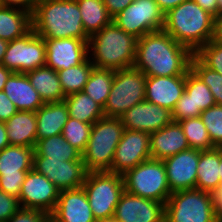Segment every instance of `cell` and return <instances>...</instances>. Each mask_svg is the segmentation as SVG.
<instances>
[{
	"instance_id": "cell-1",
	"label": "cell",
	"mask_w": 222,
	"mask_h": 222,
	"mask_svg": "<svg viewBox=\"0 0 222 222\" xmlns=\"http://www.w3.org/2000/svg\"><path fill=\"white\" fill-rule=\"evenodd\" d=\"M193 55L166 31H154L138 39L134 67L146 76L186 75Z\"/></svg>"
},
{
	"instance_id": "cell-2",
	"label": "cell",
	"mask_w": 222,
	"mask_h": 222,
	"mask_svg": "<svg viewBox=\"0 0 222 222\" xmlns=\"http://www.w3.org/2000/svg\"><path fill=\"white\" fill-rule=\"evenodd\" d=\"M32 30L42 38H78L89 42L76 0H39L31 14Z\"/></svg>"
},
{
	"instance_id": "cell-3",
	"label": "cell",
	"mask_w": 222,
	"mask_h": 222,
	"mask_svg": "<svg viewBox=\"0 0 222 222\" xmlns=\"http://www.w3.org/2000/svg\"><path fill=\"white\" fill-rule=\"evenodd\" d=\"M213 25V15L187 0L165 14L163 30L195 54L212 39Z\"/></svg>"
},
{
	"instance_id": "cell-4",
	"label": "cell",
	"mask_w": 222,
	"mask_h": 222,
	"mask_svg": "<svg viewBox=\"0 0 222 222\" xmlns=\"http://www.w3.org/2000/svg\"><path fill=\"white\" fill-rule=\"evenodd\" d=\"M137 41L113 21L89 37V59L96 68L120 70L134 67Z\"/></svg>"
},
{
	"instance_id": "cell-5",
	"label": "cell",
	"mask_w": 222,
	"mask_h": 222,
	"mask_svg": "<svg viewBox=\"0 0 222 222\" xmlns=\"http://www.w3.org/2000/svg\"><path fill=\"white\" fill-rule=\"evenodd\" d=\"M124 129L120 118L103 117L92 125L86 149L82 153L87 172L111 170L115 150Z\"/></svg>"
},
{
	"instance_id": "cell-6",
	"label": "cell",
	"mask_w": 222,
	"mask_h": 222,
	"mask_svg": "<svg viewBox=\"0 0 222 222\" xmlns=\"http://www.w3.org/2000/svg\"><path fill=\"white\" fill-rule=\"evenodd\" d=\"M124 189L129 194L153 199L165 204L172 194L164 162L148 159L123 175Z\"/></svg>"
},
{
	"instance_id": "cell-7",
	"label": "cell",
	"mask_w": 222,
	"mask_h": 222,
	"mask_svg": "<svg viewBox=\"0 0 222 222\" xmlns=\"http://www.w3.org/2000/svg\"><path fill=\"white\" fill-rule=\"evenodd\" d=\"M146 75L135 67L114 70L113 84L103 107L104 117L120 118L145 100Z\"/></svg>"
},
{
	"instance_id": "cell-8",
	"label": "cell",
	"mask_w": 222,
	"mask_h": 222,
	"mask_svg": "<svg viewBox=\"0 0 222 222\" xmlns=\"http://www.w3.org/2000/svg\"><path fill=\"white\" fill-rule=\"evenodd\" d=\"M82 187L96 221L114 216L120 196L125 191L123 175L109 171L87 172Z\"/></svg>"
},
{
	"instance_id": "cell-9",
	"label": "cell",
	"mask_w": 222,
	"mask_h": 222,
	"mask_svg": "<svg viewBox=\"0 0 222 222\" xmlns=\"http://www.w3.org/2000/svg\"><path fill=\"white\" fill-rule=\"evenodd\" d=\"M165 222H218L209 192L188 189L172 193L165 203Z\"/></svg>"
},
{
	"instance_id": "cell-10",
	"label": "cell",
	"mask_w": 222,
	"mask_h": 222,
	"mask_svg": "<svg viewBox=\"0 0 222 222\" xmlns=\"http://www.w3.org/2000/svg\"><path fill=\"white\" fill-rule=\"evenodd\" d=\"M112 21L139 39L147 33L163 30L165 14L155 0H134Z\"/></svg>"
},
{
	"instance_id": "cell-11",
	"label": "cell",
	"mask_w": 222,
	"mask_h": 222,
	"mask_svg": "<svg viewBox=\"0 0 222 222\" xmlns=\"http://www.w3.org/2000/svg\"><path fill=\"white\" fill-rule=\"evenodd\" d=\"M2 65L12 72L24 74L46 66L44 39L31 29L23 37L9 41Z\"/></svg>"
},
{
	"instance_id": "cell-12",
	"label": "cell",
	"mask_w": 222,
	"mask_h": 222,
	"mask_svg": "<svg viewBox=\"0 0 222 222\" xmlns=\"http://www.w3.org/2000/svg\"><path fill=\"white\" fill-rule=\"evenodd\" d=\"M34 148L9 145L0 151V190L19 200L28 171L33 169Z\"/></svg>"
},
{
	"instance_id": "cell-13",
	"label": "cell",
	"mask_w": 222,
	"mask_h": 222,
	"mask_svg": "<svg viewBox=\"0 0 222 222\" xmlns=\"http://www.w3.org/2000/svg\"><path fill=\"white\" fill-rule=\"evenodd\" d=\"M150 158V133L124 129L109 172L124 175Z\"/></svg>"
},
{
	"instance_id": "cell-14",
	"label": "cell",
	"mask_w": 222,
	"mask_h": 222,
	"mask_svg": "<svg viewBox=\"0 0 222 222\" xmlns=\"http://www.w3.org/2000/svg\"><path fill=\"white\" fill-rule=\"evenodd\" d=\"M33 169L47 177L60 191L82 187L87 175L82 158L61 162L34 153Z\"/></svg>"
},
{
	"instance_id": "cell-15",
	"label": "cell",
	"mask_w": 222,
	"mask_h": 222,
	"mask_svg": "<svg viewBox=\"0 0 222 222\" xmlns=\"http://www.w3.org/2000/svg\"><path fill=\"white\" fill-rule=\"evenodd\" d=\"M60 190L34 169L28 171L19 196L20 208L38 209L51 215L57 205Z\"/></svg>"
},
{
	"instance_id": "cell-16",
	"label": "cell",
	"mask_w": 222,
	"mask_h": 222,
	"mask_svg": "<svg viewBox=\"0 0 222 222\" xmlns=\"http://www.w3.org/2000/svg\"><path fill=\"white\" fill-rule=\"evenodd\" d=\"M113 217L119 222H165V204L124 191Z\"/></svg>"
},
{
	"instance_id": "cell-17",
	"label": "cell",
	"mask_w": 222,
	"mask_h": 222,
	"mask_svg": "<svg viewBox=\"0 0 222 222\" xmlns=\"http://www.w3.org/2000/svg\"><path fill=\"white\" fill-rule=\"evenodd\" d=\"M46 47V66L55 71L78 66L88 57V42L78 38H43Z\"/></svg>"
},
{
	"instance_id": "cell-18",
	"label": "cell",
	"mask_w": 222,
	"mask_h": 222,
	"mask_svg": "<svg viewBox=\"0 0 222 222\" xmlns=\"http://www.w3.org/2000/svg\"><path fill=\"white\" fill-rule=\"evenodd\" d=\"M200 150L188 149L163 160L171 193L195 189Z\"/></svg>"
},
{
	"instance_id": "cell-19",
	"label": "cell",
	"mask_w": 222,
	"mask_h": 222,
	"mask_svg": "<svg viewBox=\"0 0 222 222\" xmlns=\"http://www.w3.org/2000/svg\"><path fill=\"white\" fill-rule=\"evenodd\" d=\"M125 129L156 132L173 122L172 112L147 100L134 105L120 117Z\"/></svg>"
},
{
	"instance_id": "cell-20",
	"label": "cell",
	"mask_w": 222,
	"mask_h": 222,
	"mask_svg": "<svg viewBox=\"0 0 222 222\" xmlns=\"http://www.w3.org/2000/svg\"><path fill=\"white\" fill-rule=\"evenodd\" d=\"M186 75L147 76L145 100L171 112L185 92Z\"/></svg>"
},
{
	"instance_id": "cell-21",
	"label": "cell",
	"mask_w": 222,
	"mask_h": 222,
	"mask_svg": "<svg viewBox=\"0 0 222 222\" xmlns=\"http://www.w3.org/2000/svg\"><path fill=\"white\" fill-rule=\"evenodd\" d=\"M50 217L56 222H97L83 187L60 191Z\"/></svg>"
},
{
	"instance_id": "cell-22",
	"label": "cell",
	"mask_w": 222,
	"mask_h": 222,
	"mask_svg": "<svg viewBox=\"0 0 222 222\" xmlns=\"http://www.w3.org/2000/svg\"><path fill=\"white\" fill-rule=\"evenodd\" d=\"M187 138L178 122L150 133V155L152 159L164 160L181 151L188 150Z\"/></svg>"
},
{
	"instance_id": "cell-23",
	"label": "cell",
	"mask_w": 222,
	"mask_h": 222,
	"mask_svg": "<svg viewBox=\"0 0 222 222\" xmlns=\"http://www.w3.org/2000/svg\"><path fill=\"white\" fill-rule=\"evenodd\" d=\"M3 91L18 111L36 112L45 104L24 73L13 72L5 83Z\"/></svg>"
},
{
	"instance_id": "cell-24",
	"label": "cell",
	"mask_w": 222,
	"mask_h": 222,
	"mask_svg": "<svg viewBox=\"0 0 222 222\" xmlns=\"http://www.w3.org/2000/svg\"><path fill=\"white\" fill-rule=\"evenodd\" d=\"M35 113L37 119L36 143L40 139L61 134L69 118L65 101L47 102Z\"/></svg>"
},
{
	"instance_id": "cell-25",
	"label": "cell",
	"mask_w": 222,
	"mask_h": 222,
	"mask_svg": "<svg viewBox=\"0 0 222 222\" xmlns=\"http://www.w3.org/2000/svg\"><path fill=\"white\" fill-rule=\"evenodd\" d=\"M36 113L33 111H17L5 122L10 145L35 148L37 133Z\"/></svg>"
},
{
	"instance_id": "cell-26",
	"label": "cell",
	"mask_w": 222,
	"mask_h": 222,
	"mask_svg": "<svg viewBox=\"0 0 222 222\" xmlns=\"http://www.w3.org/2000/svg\"><path fill=\"white\" fill-rule=\"evenodd\" d=\"M26 74L44 103L64 101L66 95L60 84L57 71L44 66Z\"/></svg>"
},
{
	"instance_id": "cell-27",
	"label": "cell",
	"mask_w": 222,
	"mask_h": 222,
	"mask_svg": "<svg viewBox=\"0 0 222 222\" xmlns=\"http://www.w3.org/2000/svg\"><path fill=\"white\" fill-rule=\"evenodd\" d=\"M32 29L31 13L15 7L0 6V38L6 41L23 37Z\"/></svg>"
},
{
	"instance_id": "cell-28",
	"label": "cell",
	"mask_w": 222,
	"mask_h": 222,
	"mask_svg": "<svg viewBox=\"0 0 222 222\" xmlns=\"http://www.w3.org/2000/svg\"><path fill=\"white\" fill-rule=\"evenodd\" d=\"M220 159L221 147L200 151L195 189L210 192L221 184Z\"/></svg>"
},
{
	"instance_id": "cell-29",
	"label": "cell",
	"mask_w": 222,
	"mask_h": 222,
	"mask_svg": "<svg viewBox=\"0 0 222 222\" xmlns=\"http://www.w3.org/2000/svg\"><path fill=\"white\" fill-rule=\"evenodd\" d=\"M69 117L88 124H94L103 118V107L91 99L85 92L67 95L64 99Z\"/></svg>"
},
{
	"instance_id": "cell-30",
	"label": "cell",
	"mask_w": 222,
	"mask_h": 222,
	"mask_svg": "<svg viewBox=\"0 0 222 222\" xmlns=\"http://www.w3.org/2000/svg\"><path fill=\"white\" fill-rule=\"evenodd\" d=\"M37 156L63 161H78L82 154L71 146L61 134L37 141L34 148Z\"/></svg>"
},
{
	"instance_id": "cell-31",
	"label": "cell",
	"mask_w": 222,
	"mask_h": 222,
	"mask_svg": "<svg viewBox=\"0 0 222 222\" xmlns=\"http://www.w3.org/2000/svg\"><path fill=\"white\" fill-rule=\"evenodd\" d=\"M81 12L83 29L90 37L112 22L103 0H76Z\"/></svg>"
},
{
	"instance_id": "cell-32",
	"label": "cell",
	"mask_w": 222,
	"mask_h": 222,
	"mask_svg": "<svg viewBox=\"0 0 222 222\" xmlns=\"http://www.w3.org/2000/svg\"><path fill=\"white\" fill-rule=\"evenodd\" d=\"M185 92L193 103V118L200 117L202 111L216 105L209 87L191 69L186 74Z\"/></svg>"
},
{
	"instance_id": "cell-33",
	"label": "cell",
	"mask_w": 222,
	"mask_h": 222,
	"mask_svg": "<svg viewBox=\"0 0 222 222\" xmlns=\"http://www.w3.org/2000/svg\"><path fill=\"white\" fill-rule=\"evenodd\" d=\"M113 78L114 70L93 67L83 92L104 107L111 91Z\"/></svg>"
},
{
	"instance_id": "cell-34",
	"label": "cell",
	"mask_w": 222,
	"mask_h": 222,
	"mask_svg": "<svg viewBox=\"0 0 222 222\" xmlns=\"http://www.w3.org/2000/svg\"><path fill=\"white\" fill-rule=\"evenodd\" d=\"M93 67L94 65L88 57L78 66L57 71L64 94L67 96L83 91Z\"/></svg>"
},
{
	"instance_id": "cell-35",
	"label": "cell",
	"mask_w": 222,
	"mask_h": 222,
	"mask_svg": "<svg viewBox=\"0 0 222 222\" xmlns=\"http://www.w3.org/2000/svg\"><path fill=\"white\" fill-rule=\"evenodd\" d=\"M187 138L189 148L205 151L215 148L209 137L206 126L200 117L186 118L178 121Z\"/></svg>"
},
{
	"instance_id": "cell-36",
	"label": "cell",
	"mask_w": 222,
	"mask_h": 222,
	"mask_svg": "<svg viewBox=\"0 0 222 222\" xmlns=\"http://www.w3.org/2000/svg\"><path fill=\"white\" fill-rule=\"evenodd\" d=\"M92 125L69 117L61 135L82 154L86 149Z\"/></svg>"
},
{
	"instance_id": "cell-37",
	"label": "cell",
	"mask_w": 222,
	"mask_h": 222,
	"mask_svg": "<svg viewBox=\"0 0 222 222\" xmlns=\"http://www.w3.org/2000/svg\"><path fill=\"white\" fill-rule=\"evenodd\" d=\"M190 69L209 87L217 105H222V75L206 67L195 55Z\"/></svg>"
},
{
	"instance_id": "cell-38",
	"label": "cell",
	"mask_w": 222,
	"mask_h": 222,
	"mask_svg": "<svg viewBox=\"0 0 222 222\" xmlns=\"http://www.w3.org/2000/svg\"><path fill=\"white\" fill-rule=\"evenodd\" d=\"M200 118L206 126L212 144L222 147V105L216 104L202 111Z\"/></svg>"
},
{
	"instance_id": "cell-39",
	"label": "cell",
	"mask_w": 222,
	"mask_h": 222,
	"mask_svg": "<svg viewBox=\"0 0 222 222\" xmlns=\"http://www.w3.org/2000/svg\"><path fill=\"white\" fill-rule=\"evenodd\" d=\"M206 67L222 75V44L210 40L194 54Z\"/></svg>"
},
{
	"instance_id": "cell-40",
	"label": "cell",
	"mask_w": 222,
	"mask_h": 222,
	"mask_svg": "<svg viewBox=\"0 0 222 222\" xmlns=\"http://www.w3.org/2000/svg\"><path fill=\"white\" fill-rule=\"evenodd\" d=\"M49 217L42 210L19 208L7 222H46Z\"/></svg>"
},
{
	"instance_id": "cell-41",
	"label": "cell",
	"mask_w": 222,
	"mask_h": 222,
	"mask_svg": "<svg viewBox=\"0 0 222 222\" xmlns=\"http://www.w3.org/2000/svg\"><path fill=\"white\" fill-rule=\"evenodd\" d=\"M19 208L18 199L0 190V222H7Z\"/></svg>"
},
{
	"instance_id": "cell-42",
	"label": "cell",
	"mask_w": 222,
	"mask_h": 222,
	"mask_svg": "<svg viewBox=\"0 0 222 222\" xmlns=\"http://www.w3.org/2000/svg\"><path fill=\"white\" fill-rule=\"evenodd\" d=\"M186 118H193V103L190 96L184 92L172 111V119L173 122H178Z\"/></svg>"
},
{
	"instance_id": "cell-43",
	"label": "cell",
	"mask_w": 222,
	"mask_h": 222,
	"mask_svg": "<svg viewBox=\"0 0 222 222\" xmlns=\"http://www.w3.org/2000/svg\"><path fill=\"white\" fill-rule=\"evenodd\" d=\"M18 110L4 91H0V122H6Z\"/></svg>"
},
{
	"instance_id": "cell-44",
	"label": "cell",
	"mask_w": 222,
	"mask_h": 222,
	"mask_svg": "<svg viewBox=\"0 0 222 222\" xmlns=\"http://www.w3.org/2000/svg\"><path fill=\"white\" fill-rule=\"evenodd\" d=\"M39 0H0V6L15 7L33 13Z\"/></svg>"
},
{
	"instance_id": "cell-45",
	"label": "cell",
	"mask_w": 222,
	"mask_h": 222,
	"mask_svg": "<svg viewBox=\"0 0 222 222\" xmlns=\"http://www.w3.org/2000/svg\"><path fill=\"white\" fill-rule=\"evenodd\" d=\"M211 205L217 219L222 217V184L209 192Z\"/></svg>"
},
{
	"instance_id": "cell-46",
	"label": "cell",
	"mask_w": 222,
	"mask_h": 222,
	"mask_svg": "<svg viewBox=\"0 0 222 222\" xmlns=\"http://www.w3.org/2000/svg\"><path fill=\"white\" fill-rule=\"evenodd\" d=\"M134 0H103V3L109 13L113 18L118 13L123 11L128 5H130Z\"/></svg>"
},
{
	"instance_id": "cell-47",
	"label": "cell",
	"mask_w": 222,
	"mask_h": 222,
	"mask_svg": "<svg viewBox=\"0 0 222 222\" xmlns=\"http://www.w3.org/2000/svg\"><path fill=\"white\" fill-rule=\"evenodd\" d=\"M203 10L209 12L214 17L219 14L217 0H193Z\"/></svg>"
},
{
	"instance_id": "cell-48",
	"label": "cell",
	"mask_w": 222,
	"mask_h": 222,
	"mask_svg": "<svg viewBox=\"0 0 222 222\" xmlns=\"http://www.w3.org/2000/svg\"><path fill=\"white\" fill-rule=\"evenodd\" d=\"M212 41L222 44V13L214 17Z\"/></svg>"
},
{
	"instance_id": "cell-49",
	"label": "cell",
	"mask_w": 222,
	"mask_h": 222,
	"mask_svg": "<svg viewBox=\"0 0 222 222\" xmlns=\"http://www.w3.org/2000/svg\"><path fill=\"white\" fill-rule=\"evenodd\" d=\"M161 10L166 14L169 10L177 7L181 3L187 0H155Z\"/></svg>"
},
{
	"instance_id": "cell-50",
	"label": "cell",
	"mask_w": 222,
	"mask_h": 222,
	"mask_svg": "<svg viewBox=\"0 0 222 222\" xmlns=\"http://www.w3.org/2000/svg\"><path fill=\"white\" fill-rule=\"evenodd\" d=\"M10 145L5 122H0V151Z\"/></svg>"
},
{
	"instance_id": "cell-51",
	"label": "cell",
	"mask_w": 222,
	"mask_h": 222,
	"mask_svg": "<svg viewBox=\"0 0 222 222\" xmlns=\"http://www.w3.org/2000/svg\"><path fill=\"white\" fill-rule=\"evenodd\" d=\"M12 73V71L0 64V91H3L4 85Z\"/></svg>"
},
{
	"instance_id": "cell-52",
	"label": "cell",
	"mask_w": 222,
	"mask_h": 222,
	"mask_svg": "<svg viewBox=\"0 0 222 222\" xmlns=\"http://www.w3.org/2000/svg\"><path fill=\"white\" fill-rule=\"evenodd\" d=\"M9 42L0 38V64H2Z\"/></svg>"
},
{
	"instance_id": "cell-53",
	"label": "cell",
	"mask_w": 222,
	"mask_h": 222,
	"mask_svg": "<svg viewBox=\"0 0 222 222\" xmlns=\"http://www.w3.org/2000/svg\"><path fill=\"white\" fill-rule=\"evenodd\" d=\"M97 222H119L114 217L106 218L104 220H98Z\"/></svg>"
},
{
	"instance_id": "cell-54",
	"label": "cell",
	"mask_w": 222,
	"mask_h": 222,
	"mask_svg": "<svg viewBox=\"0 0 222 222\" xmlns=\"http://www.w3.org/2000/svg\"><path fill=\"white\" fill-rule=\"evenodd\" d=\"M221 184H222V147H221V159H220V174H219Z\"/></svg>"
},
{
	"instance_id": "cell-55",
	"label": "cell",
	"mask_w": 222,
	"mask_h": 222,
	"mask_svg": "<svg viewBox=\"0 0 222 222\" xmlns=\"http://www.w3.org/2000/svg\"><path fill=\"white\" fill-rule=\"evenodd\" d=\"M219 13H222V0H217Z\"/></svg>"
},
{
	"instance_id": "cell-56",
	"label": "cell",
	"mask_w": 222,
	"mask_h": 222,
	"mask_svg": "<svg viewBox=\"0 0 222 222\" xmlns=\"http://www.w3.org/2000/svg\"><path fill=\"white\" fill-rule=\"evenodd\" d=\"M46 222H56L52 217H49Z\"/></svg>"
},
{
	"instance_id": "cell-57",
	"label": "cell",
	"mask_w": 222,
	"mask_h": 222,
	"mask_svg": "<svg viewBox=\"0 0 222 222\" xmlns=\"http://www.w3.org/2000/svg\"><path fill=\"white\" fill-rule=\"evenodd\" d=\"M44 1H64V0H44Z\"/></svg>"
},
{
	"instance_id": "cell-58",
	"label": "cell",
	"mask_w": 222,
	"mask_h": 222,
	"mask_svg": "<svg viewBox=\"0 0 222 222\" xmlns=\"http://www.w3.org/2000/svg\"><path fill=\"white\" fill-rule=\"evenodd\" d=\"M218 222H222V217H220V218L218 219Z\"/></svg>"
}]
</instances>
